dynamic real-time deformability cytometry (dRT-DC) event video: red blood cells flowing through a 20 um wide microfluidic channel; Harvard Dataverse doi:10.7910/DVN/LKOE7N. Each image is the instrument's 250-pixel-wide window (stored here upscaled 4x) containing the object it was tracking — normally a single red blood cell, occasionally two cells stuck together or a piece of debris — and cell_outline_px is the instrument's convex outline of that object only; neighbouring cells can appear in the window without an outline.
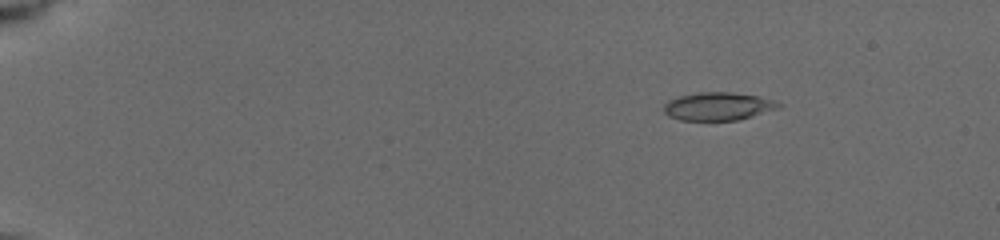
{"species": "common noctule bat (a hibernating species)", "species_latin": "Nyctalus noctula", "temperature_condition": "cold", "stored_images_in_passage": 26, "camera_frame_rate_fps": 3000, "um_per_image_px": 0.085, "animal": {"sex": "female", "body_mass_g": 19.5, "forearm_length_mm": 54.1}, "frame": {"image": 1, "passage_image": 4, "time_ms": 3.0, "image_size_px": [1000, 240], "cell_outline_px": [[784, 104], [780, 108], [740, 120], [680, 120], [668, 116], [664, 112], [664, 104], [668, 100], [680, 96], [696, 92], [732, 92], [760, 96]], "centroid_in_image_um": [61.06, 9.03], "position_along_channel_um": 23.9, "area_um2": 18.96}}
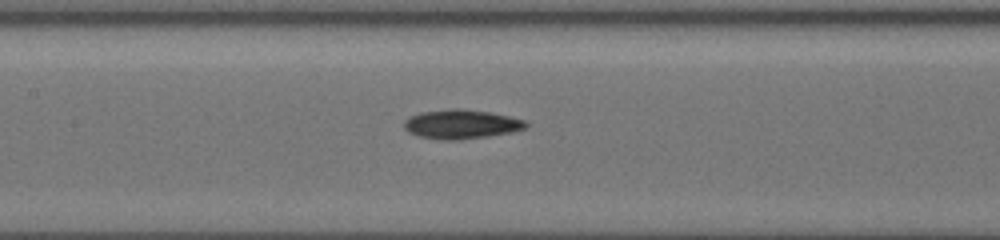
{"frame": {"image": 2, "passage_image": 13, "time_ms": 9.667, "image_size_px": [1000, 240], "cell_outline_px": [[528, 124], [524, 128], [512, 132], [488, 136], [460, 140], [444, 140], [420, 136], [408, 132], [404, 128], [404, 120], [420, 112], [452, 108], [460, 108], [488, 112], [508, 116], [524, 120]], "centroid_in_image_um": [39.19, 10.55], "position_along_channel_um": 168.2, "area_um2": 20.58}}
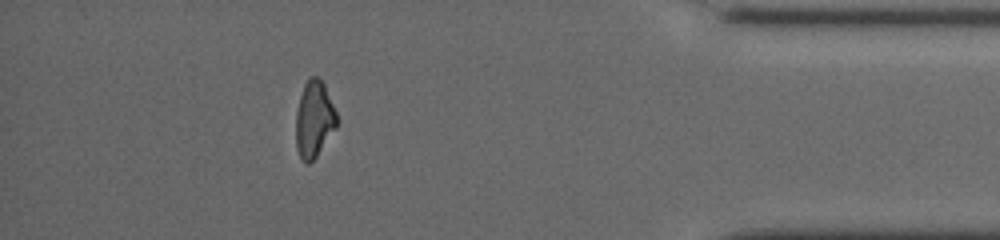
{"frame": {"image": 3, "passage_image": 23, "time_ms": 16.667, "image_size_px": [1000, 240], "cell_outline_px": [[336, 128], [316, 156], [308, 164], [300, 156], [296, 148], [296, 112], [300, 96], [304, 84], [308, 76], [316, 76], [324, 84], [336, 112]], "centroid_in_image_um": [26.68, 10.11], "position_along_channel_um": 408.5, "area_um2": 17.98}, "authors_computed_cell_mechanics": {"area_um2": 19.1318, "velocity_mm_per_s": 3.9389, "shape_relaxation_time_tau1_ms": 2.4486, "shape_relaxation_time_tau2_ms": 4.7727, "deformation_change_tau1": 0.1211, "deformation_change_tau2": 0.1292}}